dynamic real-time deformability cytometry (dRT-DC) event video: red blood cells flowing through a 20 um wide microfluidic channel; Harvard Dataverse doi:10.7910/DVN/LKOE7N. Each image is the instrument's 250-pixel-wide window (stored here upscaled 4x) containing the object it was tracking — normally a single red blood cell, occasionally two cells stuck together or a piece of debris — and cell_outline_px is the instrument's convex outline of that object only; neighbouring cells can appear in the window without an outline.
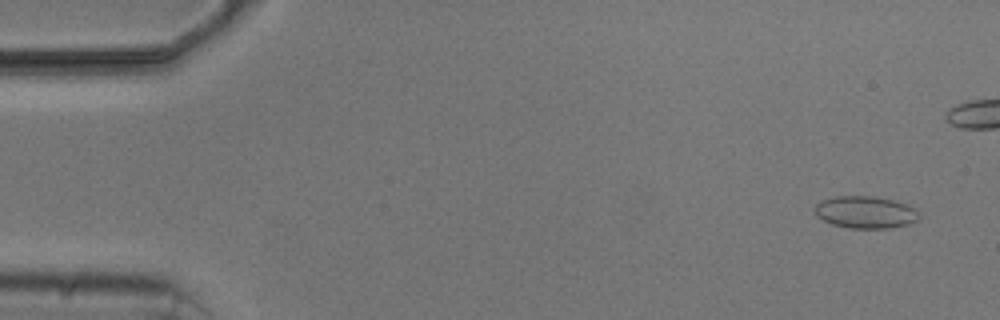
{"species": "common noctule bat (a hibernating species)", "species_latin": "Nyctalus noctula", "temperature_condition": "cold", "stored_images_in_passage": 10, "camera_frame_rate_fps": 3000, "um_per_image_px": 0.085, "animal": {"sex": "male", "body_mass_g": 20.5, "forearm_length_mm": 52.5}, "frame": {"image": 1, "passage_image": 1, "time_ms": 0.0, "image_size_px": [1000, 320], "cell_outline_px": [[920, 220], [908, 224], [888, 228], [852, 228], [832, 224], [816, 216], [816, 204], [820, 200], [836, 196], [872, 196], [892, 200], [908, 204], [916, 208], [920, 212]], "centroid_in_image_um": [73.61, 18.03], "position_along_channel_um": 11.4, "area_um2": 19.65}}
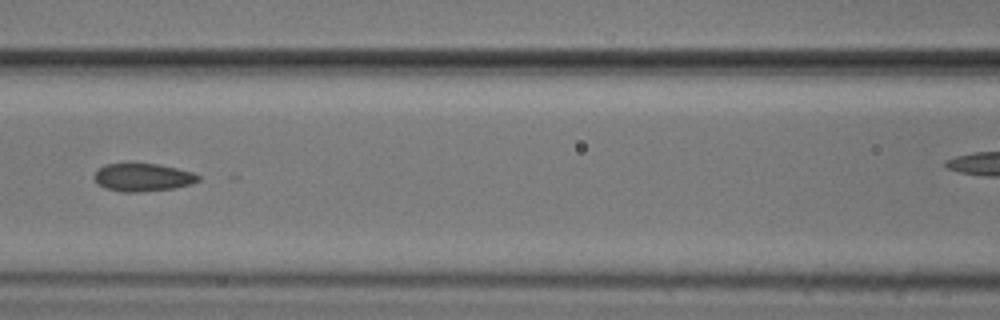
{"frame": {"image": 2, "passage_image": 6, "time_ms": 7.0, "image_size_px": [1000, 320], "cell_outline_px": [[200, 180], [192, 184], [172, 188], [140, 192], [124, 192], [104, 188], [96, 180], [96, 172], [104, 164], [156, 164], [176, 168], [192, 172], [200, 176]], "centroid_in_image_um": [12.17, 15.08], "position_along_channel_um": 154.4, "area_um2": 16.59}}
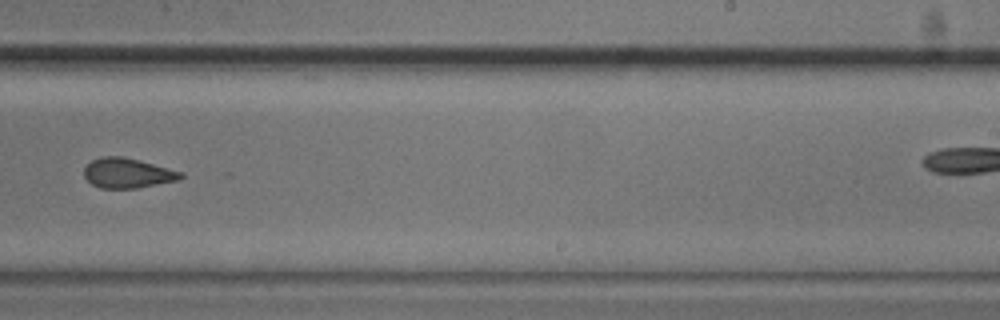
{"frame": {"image": 3, "passage_image": 9, "time_ms": 10.333, "image_size_px": [1000, 320], "cell_outline_px": [[184, 176], [180, 180], [136, 188], [100, 188], [92, 184], [84, 176], [84, 168], [92, 160], [100, 156], [124, 156], [140, 160], [184, 172]], "centroid_in_image_um": [10.87, 14.7], "position_along_channel_um": 278.1, "area_um2": 16.99}}